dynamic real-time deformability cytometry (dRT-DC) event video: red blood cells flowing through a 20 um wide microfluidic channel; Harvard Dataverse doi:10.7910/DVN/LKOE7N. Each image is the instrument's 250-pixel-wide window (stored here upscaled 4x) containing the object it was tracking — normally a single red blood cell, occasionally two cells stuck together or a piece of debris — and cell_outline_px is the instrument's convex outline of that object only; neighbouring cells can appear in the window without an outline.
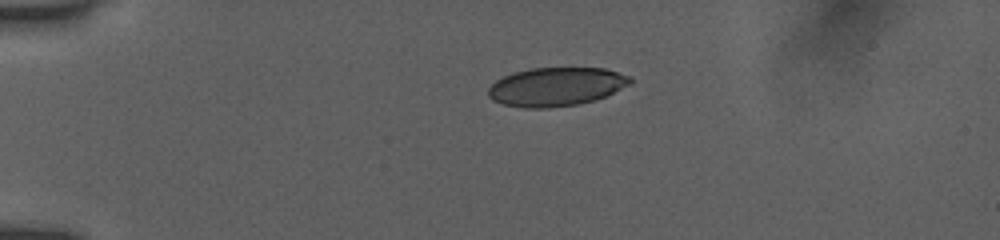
{"species": "human", "species_latin": "Homo sapiens", "temperature_condition": "room temperature", "stored_images_in_passage": 41, "camera_frame_rate_fps": 3000, "um_per_image_px": 0.085, "donor": {"sex": "female"}, "frame": {"image": 1, "passage_image": 1, "time_ms": 0.0, "image_size_px": [1000, 240], "cell_outline_px": [[632, 84], [596, 100], [576, 104], [548, 108], [524, 108], [504, 104], [492, 100], [488, 96], [488, 88], [496, 80], [512, 72], [532, 68], [604, 68], [632, 76]], "centroid_in_image_um": [47.29, 7.37], "position_along_channel_um": 37.7, "area_um2": 32.14}}
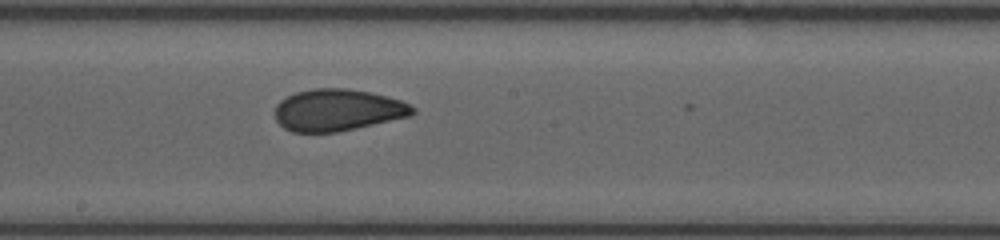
{"frame": {"image": 2, "passage_image": 19, "time_ms": 6.0, "image_size_px": [1000, 240], "cell_outline_px": [[416, 112], [412, 116], [356, 128], [336, 132], [292, 132], [284, 128], [276, 120], [276, 104], [280, 100], [296, 92], [312, 88], [344, 88], [372, 92], [388, 96], [400, 100], [416, 108]], "centroid_in_image_um": [28.73, 9.35], "position_along_channel_um": 219.5, "area_um2": 33.7}}
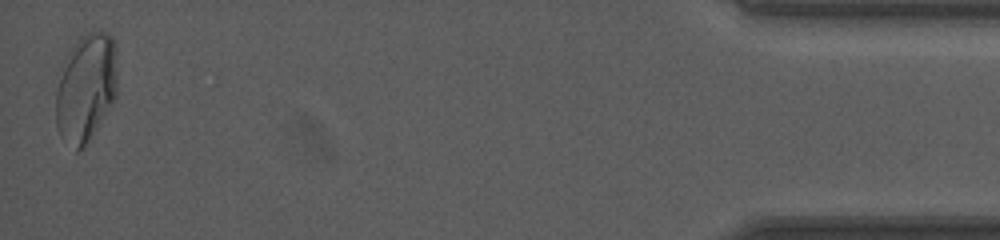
{"frame": {"image": 3, "passage_image": 41, "time_ms": 13.333, "image_size_px": [1000, 240], "cell_outline_px": [[116, 96], [84, 148], [76, 152], [60, 136], [56, 124], [56, 72], [68, 48], [88, 32], [108, 32], [112, 36], [116, 48]], "centroid_in_image_um": [7.25, 7.43], "position_along_channel_um": 427.9, "area_um2": 39.48}, "authors_computed_cell_mechanics": {"area_um2": 34.0442, "velocity_mm_per_s": 3.9254, "shape_relaxation_time_tau1_ms": 8.6389, "shape_relaxation_time_tau2_ms": 1.1381, "deformation_change_tau1": 0.1877, "deformation_change_tau2": 0.0637}}